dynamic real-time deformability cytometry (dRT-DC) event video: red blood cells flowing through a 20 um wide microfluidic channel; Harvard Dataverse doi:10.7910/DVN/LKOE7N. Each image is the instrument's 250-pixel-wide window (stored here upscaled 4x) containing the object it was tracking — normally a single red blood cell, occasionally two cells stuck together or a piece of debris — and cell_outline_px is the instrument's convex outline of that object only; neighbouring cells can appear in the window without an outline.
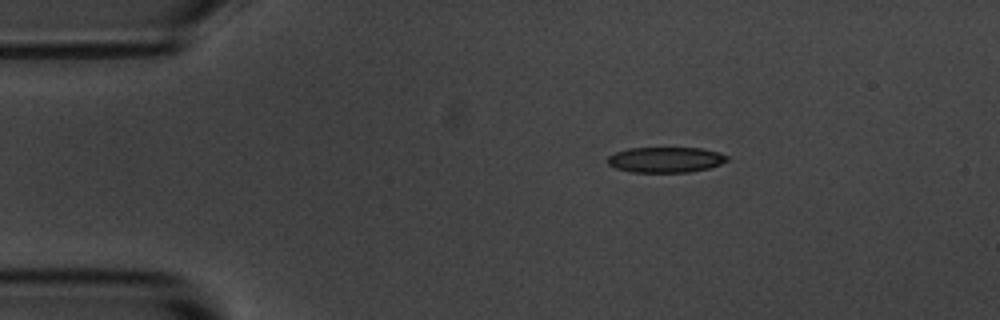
{"species": "common noctule bat (a hibernating species)", "species_latin": "Nyctalus noctula", "temperature_condition": "room temperature", "stored_images_in_passage": 3, "camera_frame_rate_fps": 3000, "um_per_image_px": 0.085, "animal": {"sex": "male", "body_mass_g": 20.1, "forearm_length_mm": 53.5}, "frame": {"image": 1, "passage_image": 1, "time_ms": 0.0, "image_size_px": [1000, 320], "cell_outline_px": [[728, 160], [720, 164], [708, 168], [688, 172], [632, 172], [616, 168], [608, 164], [604, 160], [608, 156], [616, 152], [628, 148], [700, 148], [720, 152], [728, 156]], "centroid_in_image_um": [56.55, 13.57], "position_along_channel_um": 28.4, "area_um2": 17.8}}
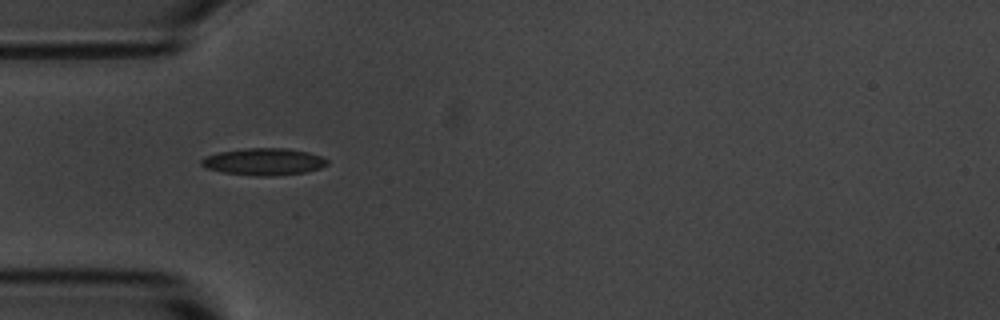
{"frame": {"image": 2, "passage_image": 3, "time_ms": 2.333, "image_size_px": [1000, 320], "cell_outline_px": [[328, 164], [320, 168], [304, 172], [268, 176], [256, 176], [224, 172], [208, 168], [200, 164], [200, 160], [204, 156], [220, 152], [248, 148], [288, 148], [308, 152], [320, 156], [328, 160]], "centroid_in_image_um": [22.42, 13.73], "position_along_channel_um": 62.6, "area_um2": 19.59}}